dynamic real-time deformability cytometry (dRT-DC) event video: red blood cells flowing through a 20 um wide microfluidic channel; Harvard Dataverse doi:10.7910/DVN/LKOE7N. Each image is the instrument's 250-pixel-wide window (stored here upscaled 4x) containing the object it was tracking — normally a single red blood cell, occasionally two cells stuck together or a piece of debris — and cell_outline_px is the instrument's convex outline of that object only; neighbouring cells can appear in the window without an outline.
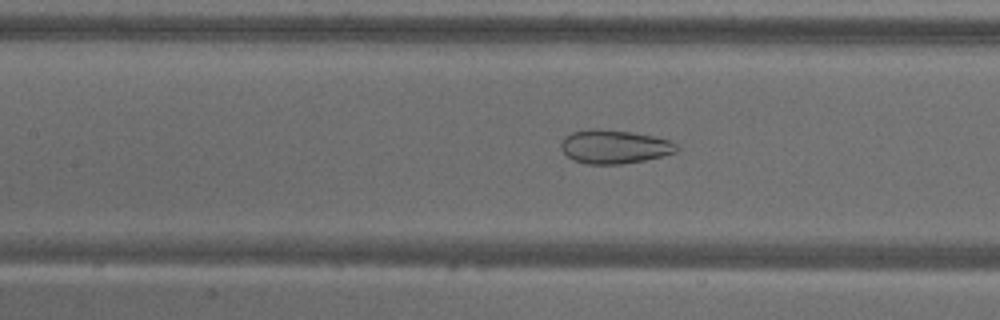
{"species": "common noctule bat (a hibernating species)", "species_latin": "Nyctalus noctula", "temperature_condition": "warm", "stored_images_in_passage": 53, "camera_frame_rate_fps": 3000, "um_per_image_px": 0.085, "animal": {"sex": "male", "body_mass_g": 18.8}, "frame": {"image": 1, "passage_image": 24, "time_ms": 7.667, "image_size_px": [1000, 320], "cell_outline_px": [[680, 148], [676, 152], [644, 160], [620, 164], [588, 164], [572, 160], [560, 148], [560, 144], [564, 136], [572, 132], [592, 128], [596, 128], [632, 132], [672, 140]], "centroid_in_image_um": [52.2, 12.46], "position_along_channel_um": 155.2, "area_um2": 22.77}}
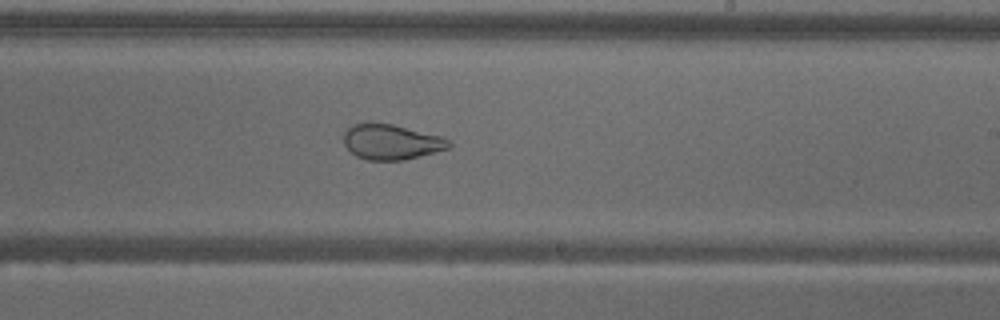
{"frame": {"image": 2, "passage_image": 32, "time_ms": 10.333, "image_size_px": [1000, 320], "cell_outline_px": [[452, 148], [404, 160], [368, 160], [356, 156], [344, 144], [344, 132], [352, 124], [372, 120], [392, 124], [440, 136], [448, 140], [452, 144]], "centroid_in_image_um": [33.24, 12.04], "position_along_channel_um": 255.8, "area_um2": 21.91}}
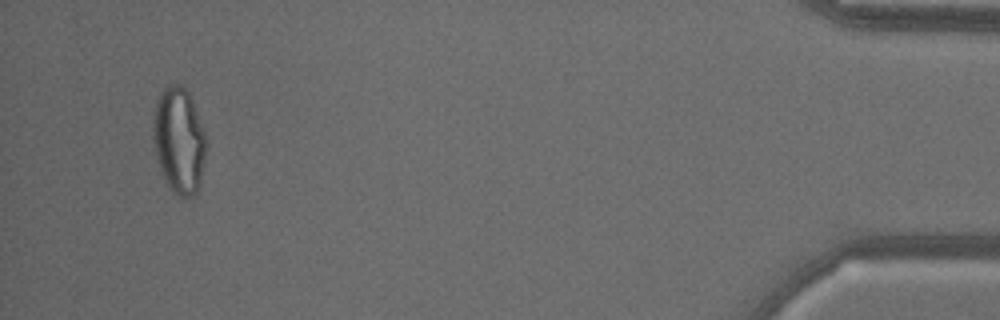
{"frame": {"image": 3, "passage_image": 51, "time_ms": 16.667, "image_size_px": [1000, 320], "cell_outline_px": [[208, 144], [200, 184], [196, 192], [192, 196], [184, 200], [180, 200], [172, 192], [164, 180], [160, 172], [152, 148], [152, 112], [156, 100], [160, 92], [168, 84], [180, 84], [188, 92], [192, 100], [208, 140]], "centroid_in_image_um": [15.18, 11.98], "position_along_channel_um": 420.0, "area_um2": 34.22}}